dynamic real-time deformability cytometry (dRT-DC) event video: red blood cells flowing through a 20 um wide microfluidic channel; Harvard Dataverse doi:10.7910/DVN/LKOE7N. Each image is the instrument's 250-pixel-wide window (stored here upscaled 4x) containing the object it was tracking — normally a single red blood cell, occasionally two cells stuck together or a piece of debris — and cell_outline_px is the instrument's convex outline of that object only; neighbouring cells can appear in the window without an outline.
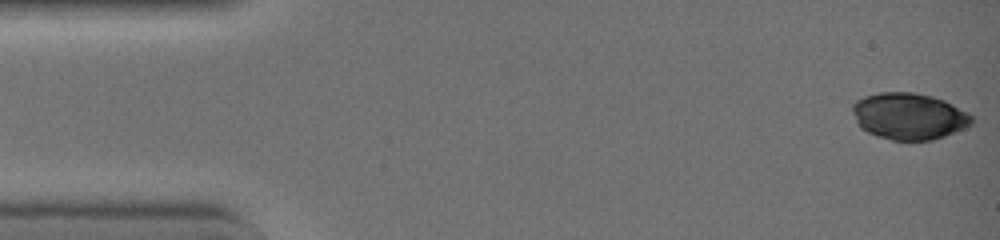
{"species": "common noctule bat (a hibernating species)", "species_latin": "Nyctalus noctula", "temperature_condition": "warm", "stored_images_in_passage": 42, "camera_frame_rate_fps": 3000, "um_per_image_px": 0.085, "animal": {"sex": "female", "body_mass_g": 19.0, "forearm_length_mm": 51.5}, "frame": {"image": 1, "passage_image": 1, "time_ms": 0.0, "image_size_px": [1000, 240], "cell_outline_px": [[972, 124], [944, 136], [932, 140], [892, 140], [868, 132], [860, 128], [856, 120], [852, 108], [852, 104], [856, 100], [864, 96], [880, 92], [912, 92], [932, 96], [944, 100], [952, 104], [972, 116]], "centroid_in_image_um": [77.23, 9.87], "position_along_channel_um": 7.8, "area_um2": 32.08}}
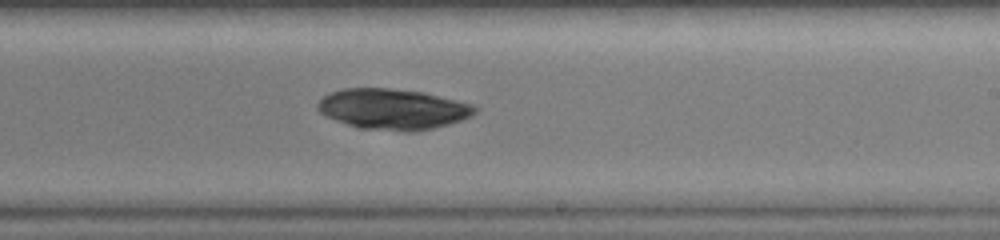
{"frame": {"image": 2, "passage_image": 26, "time_ms": 8.333, "image_size_px": [1000, 240], "cell_outline_px": [[476, 112], [472, 116], [448, 124], [416, 132], [404, 132], [360, 128], [336, 120], [320, 112], [316, 108], [316, 104], [328, 92], [340, 88], [388, 88], [424, 92], [472, 104], [476, 108]], "centroid_in_image_um": [33.38, 9.27], "position_along_channel_um": 255.6, "area_um2": 37.28}}
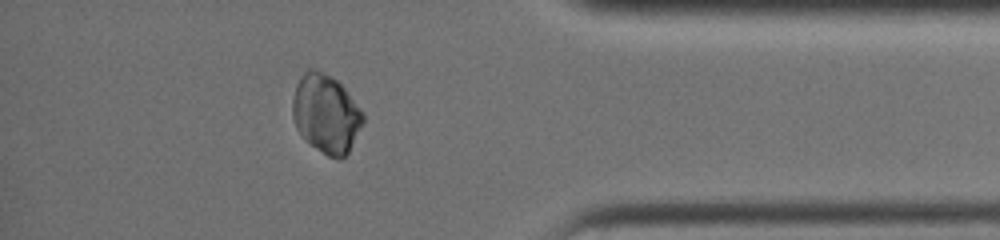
{"frame": {"image": 3, "passage_image": 37, "time_ms": 12.0, "image_size_px": [1000, 240], "cell_outline_px": [[364, 120], [348, 152], [340, 160], [328, 156], [300, 136], [296, 128], [292, 116], [292, 100], [296, 84], [300, 76], [308, 68], [316, 68], [336, 80], [344, 88], [364, 112]], "centroid_in_image_um": [27.68, 9.65], "position_along_channel_um": 407.5, "area_um2": 32.25}}